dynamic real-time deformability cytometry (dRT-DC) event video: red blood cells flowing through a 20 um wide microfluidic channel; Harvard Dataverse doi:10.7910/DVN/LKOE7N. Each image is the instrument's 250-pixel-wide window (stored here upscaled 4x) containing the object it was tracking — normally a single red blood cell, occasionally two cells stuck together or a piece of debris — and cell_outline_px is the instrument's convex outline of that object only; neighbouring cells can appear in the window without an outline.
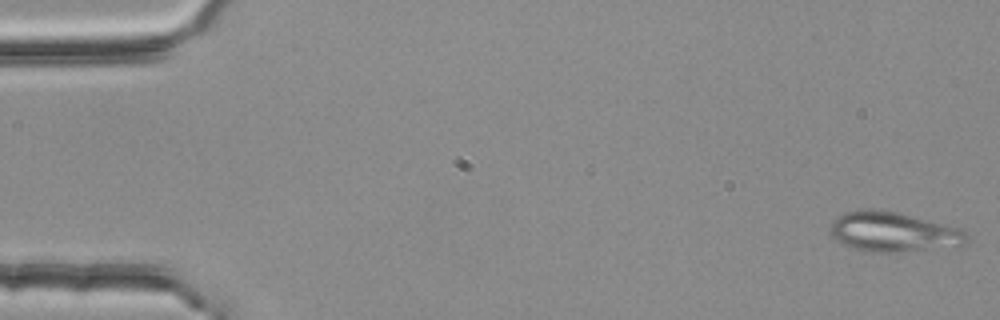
{"species": "common noctule bat (a hibernating species)", "species_latin": "Nyctalus noctula", "temperature_condition": "room temperature", "stored_images_in_passage": 5, "camera_frame_rate_fps": 3000, "um_per_image_px": 0.085, "animal": {"sex": "female", "body_mass_g": 25.1}, "frame": {"image": 1, "passage_image": 1, "time_ms": 0.0, "image_size_px": [1000, 320], "cell_outline_px": [[968, 244], [960, 248], [896, 252], [872, 252], [856, 248], [844, 244], [836, 240], [828, 232], [828, 228], [832, 220], [844, 212], [860, 208], [872, 208], [900, 212], [952, 224], [960, 228], [968, 236]], "centroid_in_image_um": [76.02, 19.7], "position_along_channel_um": 9.0, "area_um2": 33.0}}